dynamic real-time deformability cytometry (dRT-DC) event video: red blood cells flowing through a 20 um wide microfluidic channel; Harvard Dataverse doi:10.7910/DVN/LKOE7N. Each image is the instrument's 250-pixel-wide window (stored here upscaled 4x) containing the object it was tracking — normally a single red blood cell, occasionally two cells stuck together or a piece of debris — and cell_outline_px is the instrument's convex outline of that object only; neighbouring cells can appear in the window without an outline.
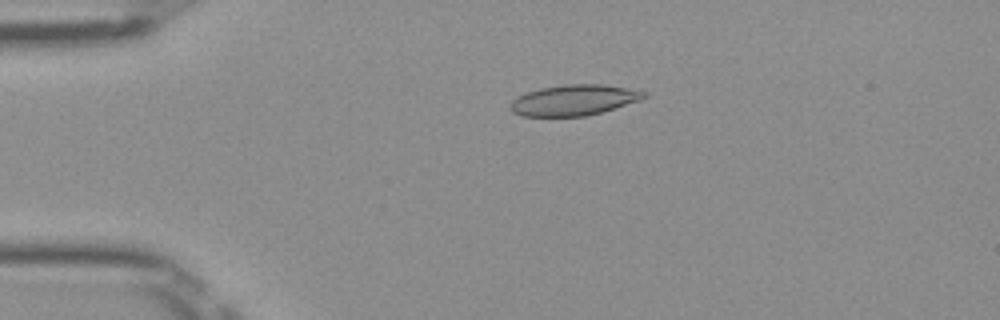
{"species": "Egyptian fruit bat (a non-hibernating species)", "species_latin": "Rousettus aegyptiacus", "temperature_condition": "room temperature", "stored_images_in_passage": 50, "camera_frame_rate_fps": 3000, "um_per_image_px": 0.085, "frame": {"image": 1, "passage_image": 11, "time_ms": 3.333, "image_size_px": [1000, 320], "cell_outline_px": [[648, 96], [640, 100], [600, 112], [584, 116], [524, 116], [512, 112], [508, 108], [512, 100], [516, 96], [540, 88], [564, 84], [604, 84], [648, 92]], "centroid_in_image_um": [48.75, 8.5], "position_along_channel_um": 36.2, "area_um2": 23.87}}
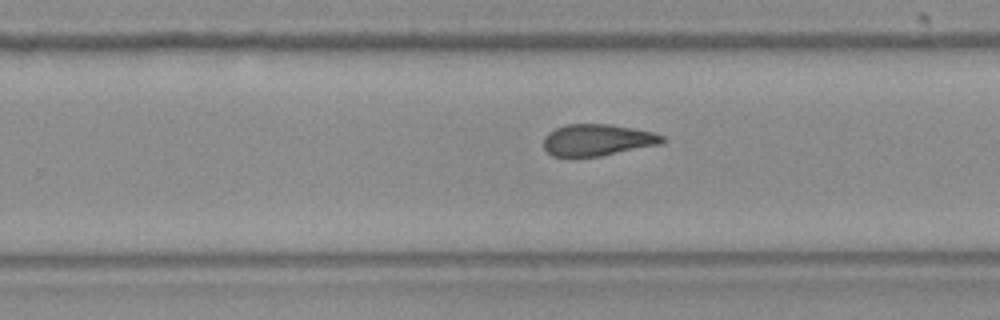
{"frame": {"image": 2, "passage_image": 32, "time_ms": 10.333, "image_size_px": [1000, 320], "cell_outline_px": [[668, 140], [660, 144], [600, 156], [568, 160], [552, 156], [544, 148], [544, 136], [548, 132], [564, 124], [608, 124], [632, 128], [652, 132], [664, 136]], "centroid_in_image_um": [50.71, 11.93], "position_along_channel_um": 279.1, "area_um2": 22.48}}
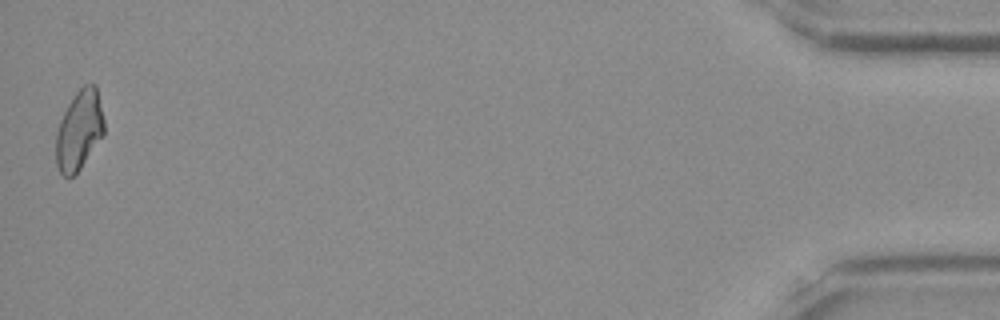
{"frame": {"image": 3, "passage_image": 50, "time_ms": 16.333, "image_size_px": [1000, 320], "cell_outline_px": [[104, 136], [80, 168], [72, 176], [64, 176], [60, 172], [56, 164], [56, 132], [60, 120], [68, 104], [76, 92], [84, 84], [96, 84], [104, 120]], "centroid_in_image_um": [6.74, 11.06], "position_along_channel_um": 428.5, "area_um2": 22.31}, "authors_computed_cell_mechanics": {"area_um2": 22.8599, "velocity_mm_per_s": 4.0128, "shape_relaxation_time_tau1_ms": null, "shape_relaxation_time_tau2_ms": 3.8804, "deformation_change_tau1": null, "deformation_change_tau2": 0.1062}}